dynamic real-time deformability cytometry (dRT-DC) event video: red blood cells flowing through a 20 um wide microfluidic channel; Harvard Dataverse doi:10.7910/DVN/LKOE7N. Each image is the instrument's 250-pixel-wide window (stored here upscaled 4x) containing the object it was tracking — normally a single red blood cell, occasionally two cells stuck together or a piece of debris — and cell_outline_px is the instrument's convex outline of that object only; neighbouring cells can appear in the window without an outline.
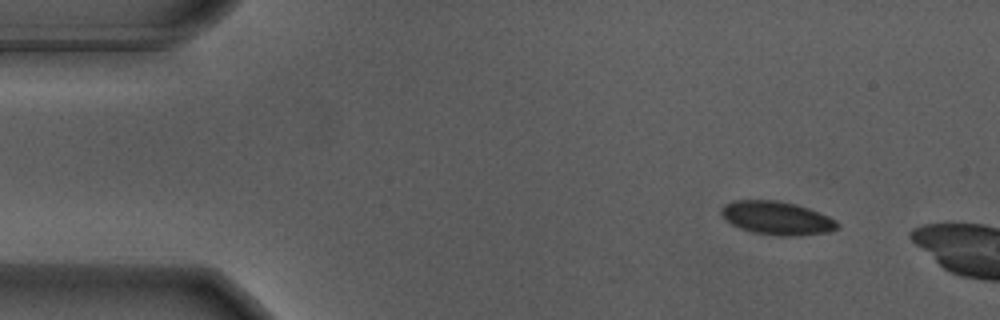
{"species": "Egyptian fruit bat (a non-hibernating species)", "species_latin": "Rousettus aegyptiacus", "temperature_condition": "warm", "stored_images_in_passage": 8, "camera_frame_rate_fps": 3000, "um_per_image_px": 0.085, "animal": {"sex": "male"}, "frame": {"image": 1, "passage_image": 1, "time_ms": 0.0, "image_size_px": [1000, 320], "cell_outline_px": [[840, 228], [828, 232], [800, 236], [780, 236], [752, 232], [740, 228], [724, 220], [720, 212], [720, 208], [724, 204], [732, 200], [776, 200], [796, 204], [808, 208], [828, 216], [836, 220], [840, 224]], "centroid_in_image_um": [66.02, 18.54], "position_along_channel_um": 19.0, "area_um2": 22.89}}